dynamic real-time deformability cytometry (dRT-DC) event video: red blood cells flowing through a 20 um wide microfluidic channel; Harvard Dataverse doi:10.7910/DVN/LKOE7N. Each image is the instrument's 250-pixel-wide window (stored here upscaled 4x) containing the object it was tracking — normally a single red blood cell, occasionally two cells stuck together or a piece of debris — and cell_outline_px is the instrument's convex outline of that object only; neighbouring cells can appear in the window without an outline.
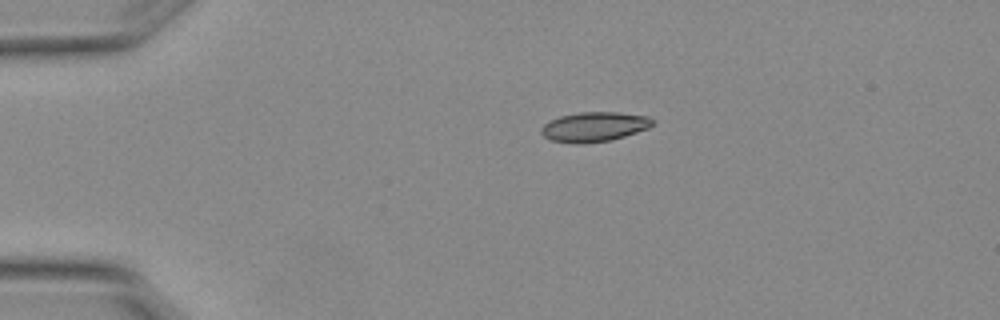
{"species": "Egyptian fruit bat (a non-hibernating species)", "species_latin": "Rousettus aegyptiacus", "temperature_condition": "warm", "stored_images_in_passage": 2, "camera_frame_rate_fps": 3000, "um_per_image_px": 0.085, "animal": {"sex": "female"}, "frame": {"image": 1, "passage_image": 1, "time_ms": 0.0, "image_size_px": [1000, 320], "cell_outline_px": [[652, 124], [648, 128], [612, 140], [584, 144], [576, 144], [552, 140], [544, 136], [540, 132], [540, 128], [544, 124], [560, 116], [580, 112], [616, 112], [648, 116], [652, 120]], "centroid_in_image_um": [50.48, 10.78], "position_along_channel_um": 34.5, "area_um2": 19.13}}